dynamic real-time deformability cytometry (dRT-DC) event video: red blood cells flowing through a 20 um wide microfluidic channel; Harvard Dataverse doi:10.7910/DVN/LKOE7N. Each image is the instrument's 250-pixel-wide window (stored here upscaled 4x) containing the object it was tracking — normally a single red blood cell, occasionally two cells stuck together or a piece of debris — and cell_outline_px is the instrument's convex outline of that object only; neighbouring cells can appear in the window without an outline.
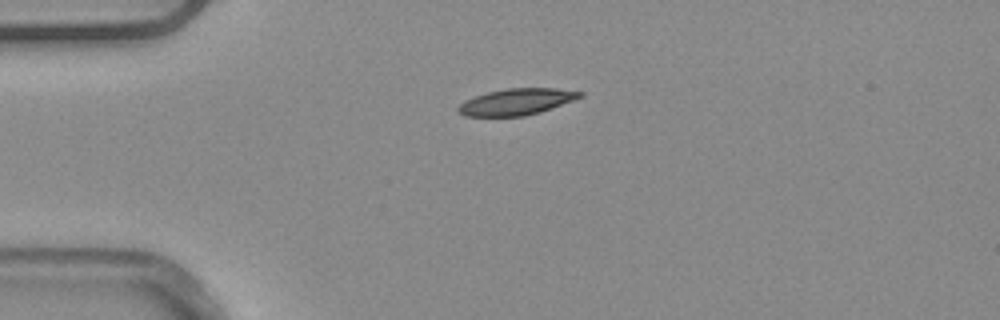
{"species": "common noctule bat (a hibernating species)", "species_latin": "Nyctalus noctula", "temperature_condition": "warm", "stored_images_in_passage": 40, "camera_frame_rate_fps": 3000, "um_per_image_px": 0.085, "animal": {"sex": "male", "body_mass_g": 20.4}, "frame": {"image": 1, "passage_image": 1, "time_ms": 0.0, "image_size_px": [1000, 320], "cell_outline_px": [[584, 96], [540, 112], [524, 116], [464, 116], [456, 108], [464, 100], [488, 92], [508, 88], [556, 88], [584, 92]], "centroid_in_image_um": [43.91, 8.65], "position_along_channel_um": 41.1, "area_um2": 18.61}}
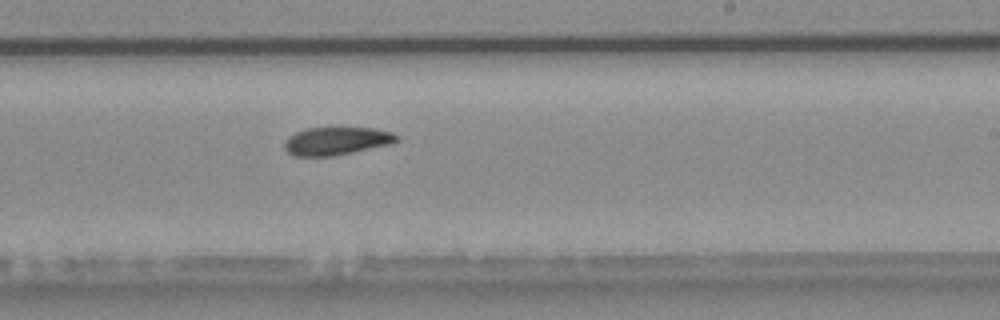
{"frame": {"image": 2, "passage_image": 20, "time_ms": 6.333, "image_size_px": [1000, 320], "cell_outline_px": [[400, 140], [392, 144], [332, 156], [296, 156], [288, 152], [284, 148], [284, 144], [288, 136], [304, 128], [376, 128], [392, 132], [400, 136]], "centroid_in_image_um": [28.64, 11.98], "position_along_channel_um": 260.4, "area_um2": 18.38}}
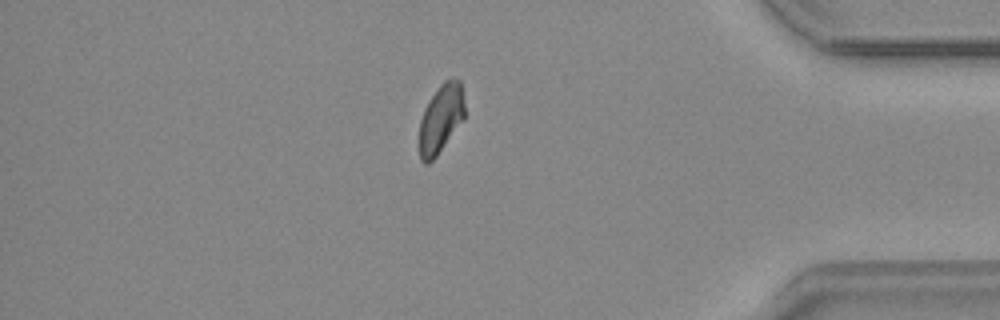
{"frame": {"image": 3, "passage_image": 33, "time_ms": 10.667, "image_size_px": [1000, 320], "cell_outline_px": [[464, 120], [436, 156], [428, 164], [424, 164], [420, 160], [420, 120], [424, 108], [428, 100], [440, 84], [444, 80], [460, 80], [464, 104]], "centroid_in_image_um": [37.46, 10.1], "position_along_channel_um": 397.7, "area_um2": 18.03}}